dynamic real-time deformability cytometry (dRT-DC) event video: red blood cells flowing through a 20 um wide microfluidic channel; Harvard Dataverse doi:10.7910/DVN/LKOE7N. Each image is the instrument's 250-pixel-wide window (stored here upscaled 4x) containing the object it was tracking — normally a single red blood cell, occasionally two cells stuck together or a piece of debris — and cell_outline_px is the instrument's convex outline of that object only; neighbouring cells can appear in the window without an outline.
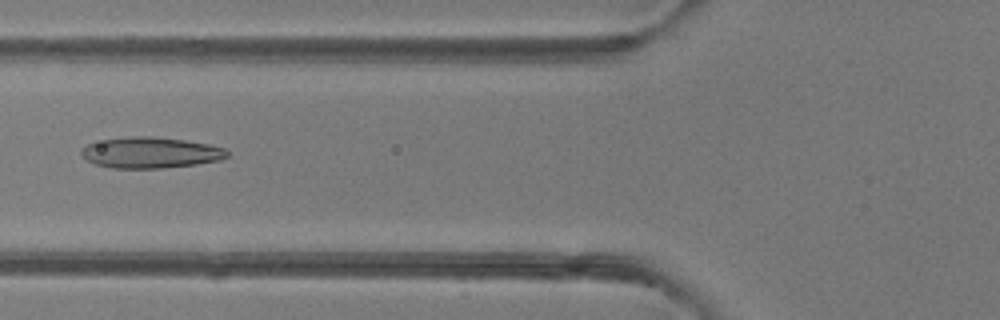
{"species": "common noctule bat (a hibernating species)", "species_latin": "Nyctalus noctula", "temperature_condition": "room temperature", "stored_images_in_passage": 2, "camera_frame_rate_fps": 3000, "um_per_image_px": 0.085, "animal": {"sex": "female"}, "frame": {"image": 1, "passage_image": 2, "time_ms": 1.0, "image_size_px": [1000, 320], "cell_outline_px": [[228, 156], [220, 160], [196, 164], [160, 168], [112, 168], [96, 164], [88, 160], [80, 152], [80, 148], [88, 144], [104, 140], [128, 136], [152, 136], [184, 140], [208, 144], [224, 148], [228, 152]], "centroid_in_image_um": [12.8, 12.97], "position_along_channel_um": 113.0, "area_um2": 26.13}}